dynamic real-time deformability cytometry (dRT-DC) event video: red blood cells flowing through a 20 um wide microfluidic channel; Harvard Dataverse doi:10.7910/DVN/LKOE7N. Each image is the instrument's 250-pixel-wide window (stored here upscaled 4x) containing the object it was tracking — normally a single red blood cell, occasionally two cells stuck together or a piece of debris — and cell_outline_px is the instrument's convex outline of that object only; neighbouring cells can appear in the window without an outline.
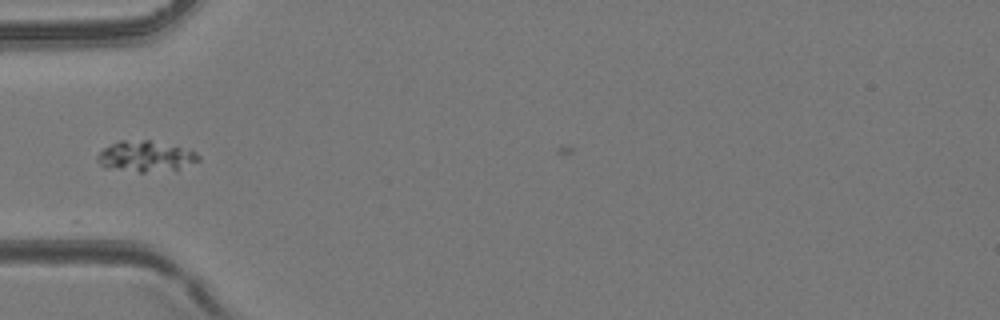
{"species": "common noctule bat (a hibernating species)", "species_latin": "Nyctalus noctula", "temperature_condition": "room temperature", "stored_images_in_passage": 3, "camera_frame_rate_fps": 3000, "um_per_image_px": 0.085, "animal": {"sex": "female", "body_mass_g": 24.6, "forearm_length_mm": 56.2}, "frame": {"image": 1, "passage_image": 1, "time_ms": 0.0, "image_size_px": [1000, 320], "cell_outline_px": [[200, 160], [176, 172], [140, 172], [104, 168], [96, 160], [96, 156], [104, 148], [120, 140], [148, 140], [196, 152], [200, 156]], "centroid_in_image_um": [12.39, 13.33], "position_along_channel_um": 72.6, "area_um2": 18.38}}